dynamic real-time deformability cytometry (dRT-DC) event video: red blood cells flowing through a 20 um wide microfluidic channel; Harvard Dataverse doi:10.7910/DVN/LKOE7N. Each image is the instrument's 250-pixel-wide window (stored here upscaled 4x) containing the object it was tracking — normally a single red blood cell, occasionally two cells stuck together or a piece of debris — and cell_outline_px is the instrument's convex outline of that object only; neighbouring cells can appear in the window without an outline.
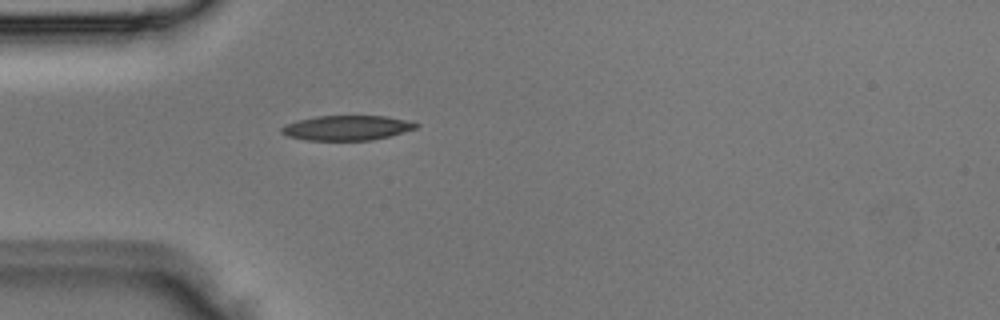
{"species": "Egyptian fruit bat (a non-hibernating species)", "species_latin": "Rousettus aegyptiacus", "temperature_condition": "room temperature", "stored_images_in_passage": 1, "camera_frame_rate_fps": 3000, "um_per_image_px": 0.085, "animal": {"sex": "male"}, "frame": {"image": 1, "passage_image": 1, "time_ms": 0.0, "image_size_px": [1000, 320], "cell_outline_px": [[420, 124], [416, 128], [388, 136], [372, 140], [308, 140], [288, 136], [280, 132], [280, 128], [284, 124], [296, 120], [316, 116], [384, 116], [412, 120]], "centroid_in_image_um": [29.47, 10.85], "position_along_channel_um": 55.5, "area_um2": 19.54}}